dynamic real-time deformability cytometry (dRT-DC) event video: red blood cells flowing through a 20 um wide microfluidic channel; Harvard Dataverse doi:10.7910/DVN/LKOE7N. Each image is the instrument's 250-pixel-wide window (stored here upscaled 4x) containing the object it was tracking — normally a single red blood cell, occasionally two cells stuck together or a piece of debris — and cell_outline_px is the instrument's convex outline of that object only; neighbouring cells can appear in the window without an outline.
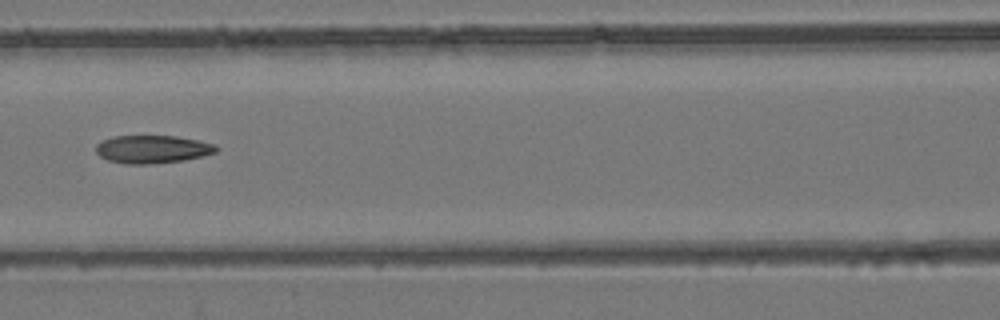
{"species": "common noctule bat (a hibernating species)", "species_latin": "Nyctalus noctula", "temperature_condition": "room temperature", "stored_images_in_passage": 9, "camera_frame_rate_fps": 3000, "um_per_image_px": 0.085, "animal": {"sex": "female", "body_mass_g": 24.6, "forearm_length_mm": 56.2}, "frame": {"image": 1, "passage_image": 8, "time_ms": 8.0, "image_size_px": [1000, 320], "cell_outline_px": [[220, 148], [216, 152], [184, 160], [152, 164], [124, 164], [108, 160], [100, 156], [96, 152], [96, 144], [100, 140], [112, 136], [176, 136], [200, 140], [216, 144]], "centroid_in_image_um": [12.95, 12.68], "position_along_channel_um": 153.7, "area_um2": 19.83}}
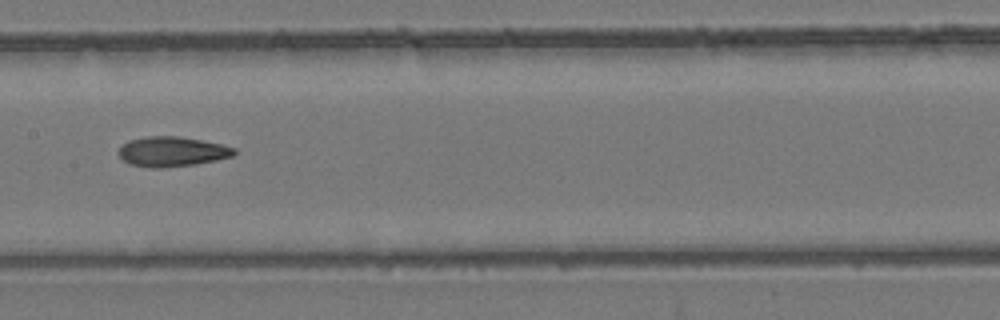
{"frame": {"image": 2, "passage_image": 9, "time_ms": 9.0, "image_size_px": [1000, 320], "cell_outline_px": [[236, 152], [232, 156], [216, 160], [196, 164], [160, 168], [152, 168], [128, 164], [120, 156], [120, 148], [128, 140], [148, 136], [176, 136], [200, 140], [220, 144], [236, 148]], "centroid_in_image_um": [14.62, 12.89], "position_along_channel_um": 192.8, "area_um2": 19.94}}